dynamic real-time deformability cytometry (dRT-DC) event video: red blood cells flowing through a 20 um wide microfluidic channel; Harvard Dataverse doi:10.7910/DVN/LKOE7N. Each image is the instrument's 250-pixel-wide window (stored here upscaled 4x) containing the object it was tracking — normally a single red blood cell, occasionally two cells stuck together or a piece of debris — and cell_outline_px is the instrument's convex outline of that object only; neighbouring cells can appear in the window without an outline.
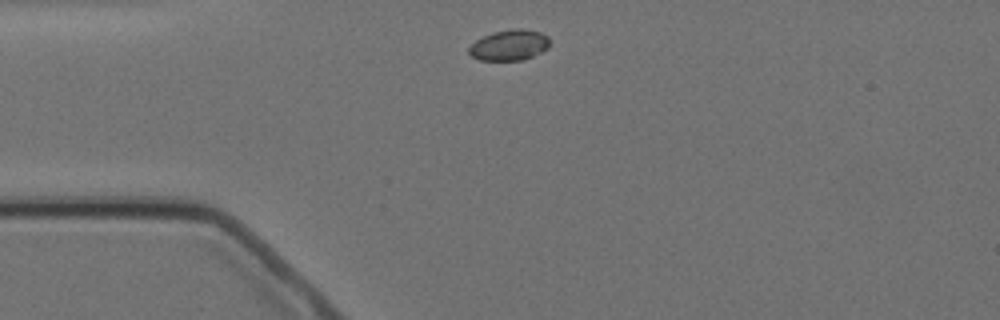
{"species": "Egyptian fruit bat (a non-hibernating species)", "species_latin": "Rousettus aegyptiacus", "temperature_condition": "cold", "stored_images_in_passage": 3, "camera_frame_rate_fps": 3000, "um_per_image_px": 0.085, "animal": {"sex": "female"}, "frame": {"image": 1, "passage_image": 1, "time_ms": 0.0, "image_size_px": [1000, 320], "cell_outline_px": [[548, 48], [532, 56], [520, 60], [480, 60], [472, 56], [468, 52], [468, 48], [476, 40], [492, 32], [516, 28], [520, 28], [540, 32], [548, 36]], "centroid_in_image_um": [43.28, 3.83], "position_along_channel_um": 41.7, "area_um2": 14.28}}
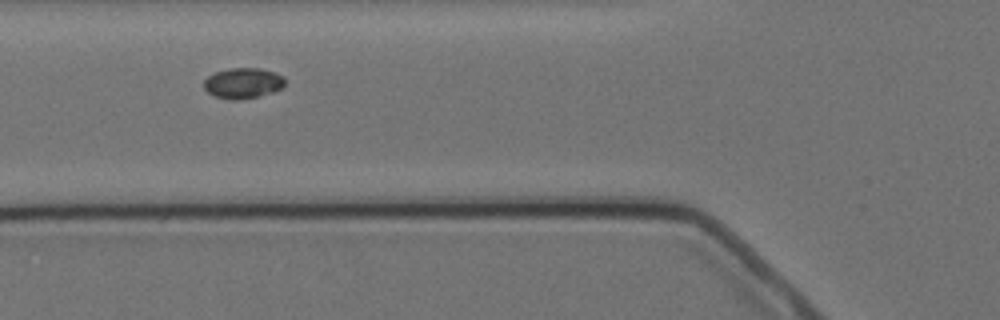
{"frame": {"image": 2, "passage_image": 3, "time_ms": 2.333, "image_size_px": [1000, 320], "cell_outline_px": [[284, 84], [280, 88], [272, 92], [260, 96], [236, 100], [232, 100], [216, 96], [208, 92], [204, 88], [204, 80], [208, 76], [216, 72], [228, 68], [260, 68], [284, 76]], "centroid_in_image_um": [20.64, 7.06], "position_along_channel_um": 105.2, "area_um2": 14.28}}